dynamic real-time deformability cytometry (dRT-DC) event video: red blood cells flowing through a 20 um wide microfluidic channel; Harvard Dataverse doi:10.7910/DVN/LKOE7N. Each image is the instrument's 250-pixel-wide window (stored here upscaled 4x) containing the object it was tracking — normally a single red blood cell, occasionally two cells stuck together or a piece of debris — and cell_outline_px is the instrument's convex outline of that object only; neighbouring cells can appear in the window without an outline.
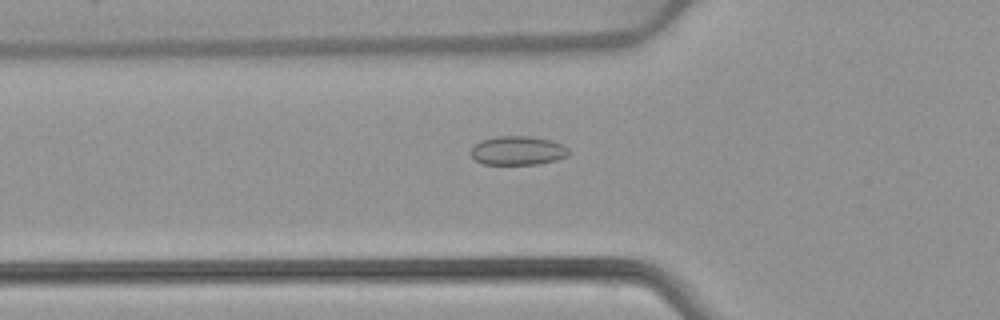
{"species": "common noctule bat (a hibernating species)", "species_latin": "Nyctalus noctula", "temperature_condition": "warm", "stored_images_in_passage": 52, "camera_frame_rate_fps": 3000, "um_per_image_px": 0.085, "animal": {"sex": "female", "body_mass_g": 22.7, "forearm_length_mm": 54.2}, "frame": {"image": 1, "passage_image": 18, "time_ms": 5.667, "image_size_px": [1000, 320], "cell_outline_px": [[572, 152], [568, 156], [556, 160], [540, 164], [484, 164], [476, 160], [472, 156], [472, 148], [480, 140], [496, 136], [528, 136], [552, 140], [564, 144]], "centroid_in_image_um": [44.08, 12.79], "position_along_channel_um": 81.7, "area_um2": 16.65}}
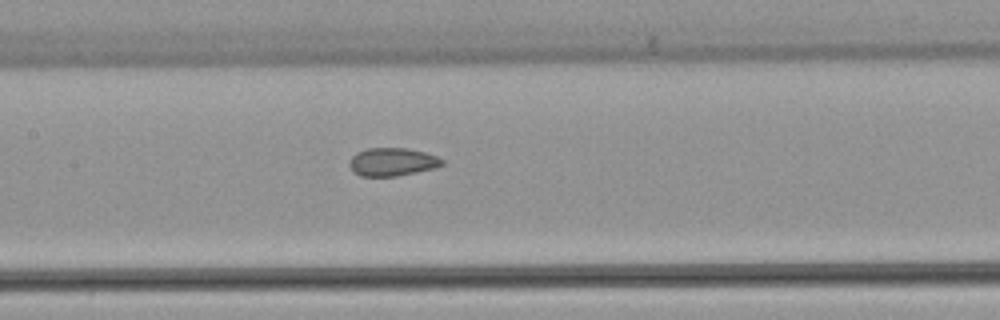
{"frame": {"image": 2, "passage_image": 25, "time_ms": 8.0, "image_size_px": [1000, 320], "cell_outline_px": [[444, 164], [436, 168], [396, 176], [360, 176], [352, 172], [348, 164], [352, 156], [356, 152], [368, 148], [408, 148], [424, 152], [436, 156], [444, 160]], "centroid_in_image_um": [33.33, 13.76], "position_along_channel_um": 174.1, "area_um2": 15.32}}
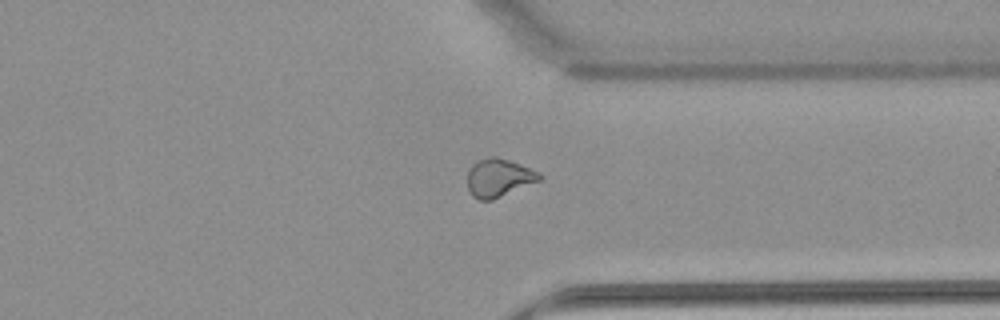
{"frame": {"image": 3, "passage_image": 40, "time_ms": 13.0, "image_size_px": [1000, 320], "cell_outline_px": [[544, 176], [540, 180], [492, 200], [480, 200], [472, 196], [468, 192], [468, 168], [472, 164], [480, 160], [492, 156], [496, 156], [520, 164], [540, 172]], "centroid_in_image_um": [42.39, 15.11], "position_along_channel_um": 369.0, "area_um2": 16.01}, "authors_computed_cell_mechanics": {"area_um2": 16.5597, "velocity_mm_per_s": 3.9209, "shape_relaxation_time_tau1_ms": null, "shape_relaxation_time_tau2_ms": 2.1813, "deformation_change_tau1": null, "deformation_change_tau2": 0.0616}}